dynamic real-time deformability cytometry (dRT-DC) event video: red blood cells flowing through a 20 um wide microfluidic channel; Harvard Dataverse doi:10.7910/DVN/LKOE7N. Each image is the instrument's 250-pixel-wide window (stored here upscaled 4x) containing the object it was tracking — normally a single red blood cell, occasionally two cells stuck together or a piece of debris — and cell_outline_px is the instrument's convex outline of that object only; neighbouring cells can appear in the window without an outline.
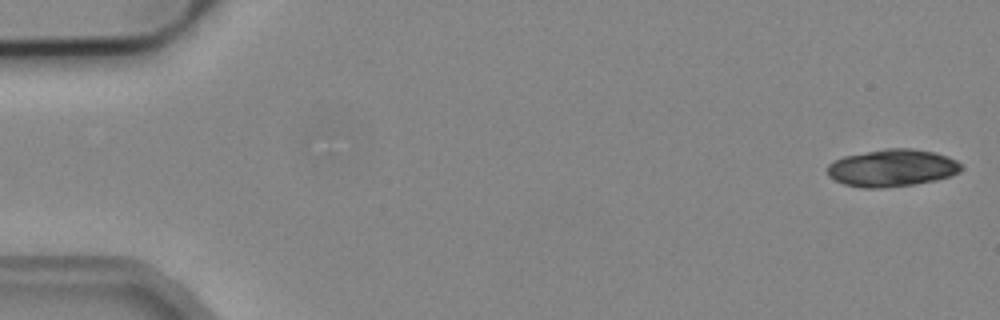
{"species": "common noctule bat (a hibernating species)", "species_latin": "Nyctalus noctula", "temperature_condition": "cold", "stored_images_in_passage": 4, "camera_frame_rate_fps": 3000, "um_per_image_px": 0.085, "animal": {"sex": "male", "body_mass_g": 19.2, "forearm_length_mm": 51.8}, "frame": {"image": 1, "passage_image": 1, "time_ms": 0.0, "image_size_px": [1000, 320], "cell_outline_px": [[964, 168], [960, 172], [936, 180], [912, 184], [880, 188], [864, 188], [844, 184], [828, 176], [828, 164], [844, 156], [888, 148], [912, 148], [936, 152], [948, 156], [956, 160]], "centroid_in_image_um": [75.85, 14.27], "position_along_channel_um": 9.1, "area_um2": 28.96}}